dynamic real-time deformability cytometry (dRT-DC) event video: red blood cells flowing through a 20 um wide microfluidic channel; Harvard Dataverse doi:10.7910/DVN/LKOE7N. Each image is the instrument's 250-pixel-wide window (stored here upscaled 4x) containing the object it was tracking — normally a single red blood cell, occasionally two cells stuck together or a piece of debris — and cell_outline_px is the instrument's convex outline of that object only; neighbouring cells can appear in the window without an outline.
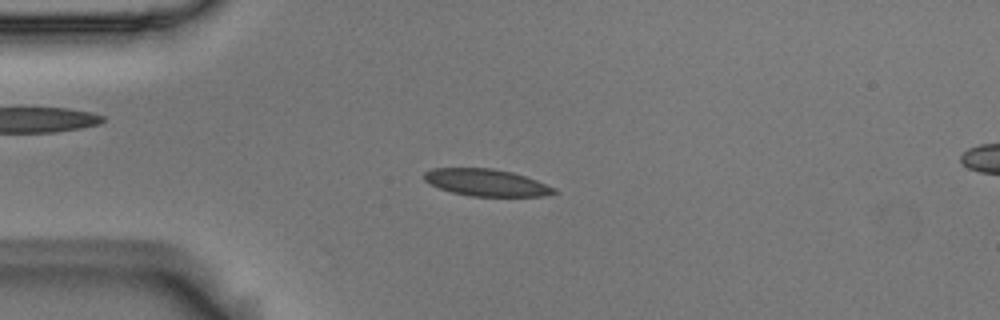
{"species": "Egyptian fruit bat (a non-hibernating species)", "species_latin": "Rousettus aegyptiacus", "temperature_condition": "room temperature", "stored_images_in_passage": 55, "camera_frame_rate_fps": 3000, "um_per_image_px": 0.085, "animal": {"sex": "male"}, "frame": {"image": 1, "passage_image": 14, "time_ms": 4.333, "image_size_px": [1000, 320], "cell_outline_px": [[560, 192], [544, 196], [472, 196], [452, 192], [428, 184], [424, 180], [424, 172], [432, 168], [492, 168], [512, 172], [536, 180], [556, 188]], "centroid_in_image_um": [41.34, 15.52], "position_along_channel_um": 43.7, "area_um2": 20.46}}
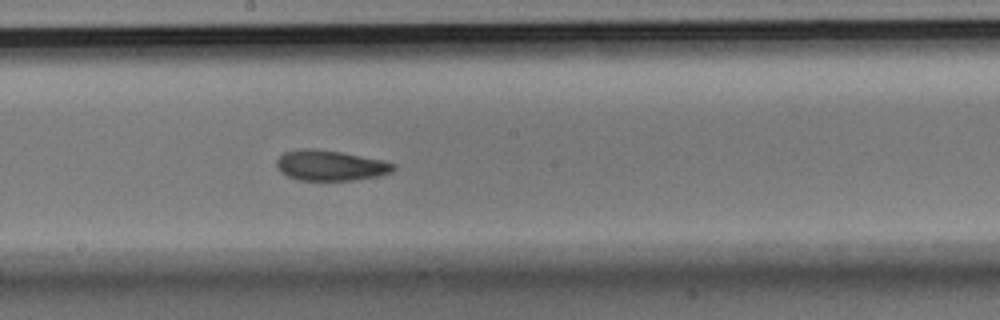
{"frame": {"image": 2, "passage_image": 30, "time_ms": 9.667, "image_size_px": [1000, 320], "cell_outline_px": [[396, 168], [392, 172], [380, 176], [352, 180], [300, 180], [288, 176], [280, 172], [276, 164], [276, 160], [284, 152], [300, 148], [316, 148], [340, 152], [384, 160], [396, 164]], "centroid_in_image_um": [28.1, 14.05], "position_along_channel_um": 220.1, "area_um2": 20.87}}
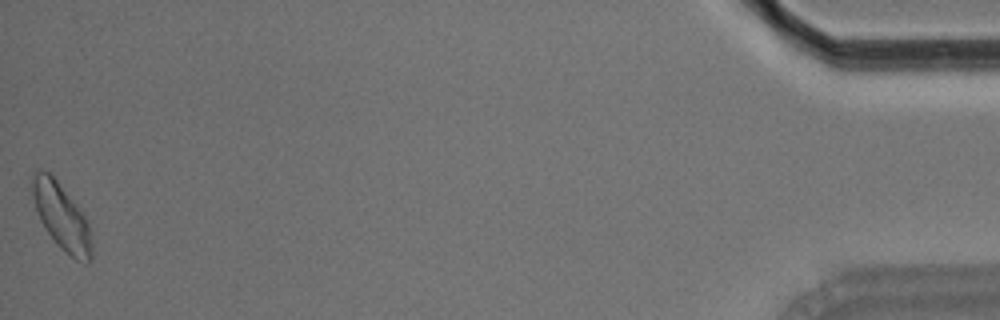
{"frame": {"image": 3, "passage_image": 55, "time_ms": 18.0, "image_size_px": [1000, 320], "cell_outline_px": [[92, 260], [88, 264], [84, 264], [76, 260], [64, 252], [56, 244], [40, 220], [36, 208], [32, 192], [32, 176], [36, 168], [48, 172], [56, 180], [76, 204], [88, 220], [92, 232]], "centroid_in_image_um": [5.28, 18.48], "position_along_channel_um": 429.9, "area_um2": 23.12}, "authors_computed_cell_mechanics": {"area_um2": 20.519, "velocity_mm_per_s": 3.6667, "shape_relaxation_time_tau1_ms": 3.0388, "shape_relaxation_time_tau2_ms": 2.4251, "deformation_change_tau1": 0.1195, "deformation_change_tau2": 0.0913}}